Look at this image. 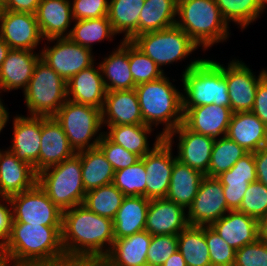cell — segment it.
<instances>
[{
  "label": "cell",
  "mask_w": 267,
  "mask_h": 266,
  "mask_svg": "<svg viewBox=\"0 0 267 266\" xmlns=\"http://www.w3.org/2000/svg\"><path fill=\"white\" fill-rule=\"evenodd\" d=\"M114 240L113 220L95 214L83 204L63 211L61 241L73 266H97Z\"/></svg>",
  "instance_id": "obj_1"
},
{
  "label": "cell",
  "mask_w": 267,
  "mask_h": 266,
  "mask_svg": "<svg viewBox=\"0 0 267 266\" xmlns=\"http://www.w3.org/2000/svg\"><path fill=\"white\" fill-rule=\"evenodd\" d=\"M62 227L12 223L0 258L13 266H73L61 241Z\"/></svg>",
  "instance_id": "obj_2"
},
{
  "label": "cell",
  "mask_w": 267,
  "mask_h": 266,
  "mask_svg": "<svg viewBox=\"0 0 267 266\" xmlns=\"http://www.w3.org/2000/svg\"><path fill=\"white\" fill-rule=\"evenodd\" d=\"M135 90L143 124L157 127L163 123L165 128L160 133L163 138L183 123V93L176 89L169 77L139 84Z\"/></svg>",
  "instance_id": "obj_3"
},
{
  "label": "cell",
  "mask_w": 267,
  "mask_h": 266,
  "mask_svg": "<svg viewBox=\"0 0 267 266\" xmlns=\"http://www.w3.org/2000/svg\"><path fill=\"white\" fill-rule=\"evenodd\" d=\"M184 70L181 79L184 87L183 107L209 104L230 107L223 64L209 59H198L191 61Z\"/></svg>",
  "instance_id": "obj_4"
},
{
  "label": "cell",
  "mask_w": 267,
  "mask_h": 266,
  "mask_svg": "<svg viewBox=\"0 0 267 266\" xmlns=\"http://www.w3.org/2000/svg\"><path fill=\"white\" fill-rule=\"evenodd\" d=\"M176 25L204 50L229 38V25L215 0H177Z\"/></svg>",
  "instance_id": "obj_5"
},
{
  "label": "cell",
  "mask_w": 267,
  "mask_h": 266,
  "mask_svg": "<svg viewBox=\"0 0 267 266\" xmlns=\"http://www.w3.org/2000/svg\"><path fill=\"white\" fill-rule=\"evenodd\" d=\"M37 183L61 211L84 202L86 191L77 154L38 173Z\"/></svg>",
  "instance_id": "obj_6"
},
{
  "label": "cell",
  "mask_w": 267,
  "mask_h": 266,
  "mask_svg": "<svg viewBox=\"0 0 267 266\" xmlns=\"http://www.w3.org/2000/svg\"><path fill=\"white\" fill-rule=\"evenodd\" d=\"M23 93L30 116L53 117L68 100L67 82L41 58Z\"/></svg>",
  "instance_id": "obj_7"
},
{
  "label": "cell",
  "mask_w": 267,
  "mask_h": 266,
  "mask_svg": "<svg viewBox=\"0 0 267 266\" xmlns=\"http://www.w3.org/2000/svg\"><path fill=\"white\" fill-rule=\"evenodd\" d=\"M53 117L61 125L76 153L97 147L104 134H98L103 127L101 109L91 105L67 100ZM91 140L93 142L90 143Z\"/></svg>",
  "instance_id": "obj_8"
},
{
  "label": "cell",
  "mask_w": 267,
  "mask_h": 266,
  "mask_svg": "<svg viewBox=\"0 0 267 266\" xmlns=\"http://www.w3.org/2000/svg\"><path fill=\"white\" fill-rule=\"evenodd\" d=\"M141 52L161 66L181 61L198 45L177 25L137 35L131 41Z\"/></svg>",
  "instance_id": "obj_9"
},
{
  "label": "cell",
  "mask_w": 267,
  "mask_h": 266,
  "mask_svg": "<svg viewBox=\"0 0 267 266\" xmlns=\"http://www.w3.org/2000/svg\"><path fill=\"white\" fill-rule=\"evenodd\" d=\"M12 223L62 227L61 211L38 183L29 190L9 197Z\"/></svg>",
  "instance_id": "obj_10"
},
{
  "label": "cell",
  "mask_w": 267,
  "mask_h": 266,
  "mask_svg": "<svg viewBox=\"0 0 267 266\" xmlns=\"http://www.w3.org/2000/svg\"><path fill=\"white\" fill-rule=\"evenodd\" d=\"M57 41L53 47L42 48L41 59L66 82L81 70L94 64L92 50L73 42L69 37L45 39Z\"/></svg>",
  "instance_id": "obj_11"
},
{
  "label": "cell",
  "mask_w": 267,
  "mask_h": 266,
  "mask_svg": "<svg viewBox=\"0 0 267 266\" xmlns=\"http://www.w3.org/2000/svg\"><path fill=\"white\" fill-rule=\"evenodd\" d=\"M228 211L223 185L216 177L204 176L199 190L189 206V225L210 226Z\"/></svg>",
  "instance_id": "obj_12"
},
{
  "label": "cell",
  "mask_w": 267,
  "mask_h": 266,
  "mask_svg": "<svg viewBox=\"0 0 267 266\" xmlns=\"http://www.w3.org/2000/svg\"><path fill=\"white\" fill-rule=\"evenodd\" d=\"M223 74L226 79L230 108L232 113L251 112L259 81L267 74V70H261L258 77L242 61L232 60L228 67L223 66Z\"/></svg>",
  "instance_id": "obj_13"
},
{
  "label": "cell",
  "mask_w": 267,
  "mask_h": 266,
  "mask_svg": "<svg viewBox=\"0 0 267 266\" xmlns=\"http://www.w3.org/2000/svg\"><path fill=\"white\" fill-rule=\"evenodd\" d=\"M0 37L10 49L34 51L44 38L32 13L0 9Z\"/></svg>",
  "instance_id": "obj_14"
},
{
  "label": "cell",
  "mask_w": 267,
  "mask_h": 266,
  "mask_svg": "<svg viewBox=\"0 0 267 266\" xmlns=\"http://www.w3.org/2000/svg\"><path fill=\"white\" fill-rule=\"evenodd\" d=\"M144 162L146 176V198H166L174 161L172 144L163 139L150 153L141 158Z\"/></svg>",
  "instance_id": "obj_15"
},
{
  "label": "cell",
  "mask_w": 267,
  "mask_h": 266,
  "mask_svg": "<svg viewBox=\"0 0 267 266\" xmlns=\"http://www.w3.org/2000/svg\"><path fill=\"white\" fill-rule=\"evenodd\" d=\"M176 134H178L179 137L177 147L178 155L176 156V159L207 176L215 140L209 136L189 130L183 123L169 133L164 139L169 144H173V137Z\"/></svg>",
  "instance_id": "obj_16"
},
{
  "label": "cell",
  "mask_w": 267,
  "mask_h": 266,
  "mask_svg": "<svg viewBox=\"0 0 267 266\" xmlns=\"http://www.w3.org/2000/svg\"><path fill=\"white\" fill-rule=\"evenodd\" d=\"M232 114L230 107L215 104L183 107V124L189 130L217 140L226 136Z\"/></svg>",
  "instance_id": "obj_17"
},
{
  "label": "cell",
  "mask_w": 267,
  "mask_h": 266,
  "mask_svg": "<svg viewBox=\"0 0 267 266\" xmlns=\"http://www.w3.org/2000/svg\"><path fill=\"white\" fill-rule=\"evenodd\" d=\"M13 143L9 149L15 156L34 167L38 174L41 148V116L18 115L13 118Z\"/></svg>",
  "instance_id": "obj_18"
},
{
  "label": "cell",
  "mask_w": 267,
  "mask_h": 266,
  "mask_svg": "<svg viewBox=\"0 0 267 266\" xmlns=\"http://www.w3.org/2000/svg\"><path fill=\"white\" fill-rule=\"evenodd\" d=\"M76 154L61 125L54 117L41 116V148L38 173Z\"/></svg>",
  "instance_id": "obj_19"
},
{
  "label": "cell",
  "mask_w": 267,
  "mask_h": 266,
  "mask_svg": "<svg viewBox=\"0 0 267 266\" xmlns=\"http://www.w3.org/2000/svg\"><path fill=\"white\" fill-rule=\"evenodd\" d=\"M34 167L19 160L9 149H0V198H9L37 184Z\"/></svg>",
  "instance_id": "obj_20"
},
{
  "label": "cell",
  "mask_w": 267,
  "mask_h": 266,
  "mask_svg": "<svg viewBox=\"0 0 267 266\" xmlns=\"http://www.w3.org/2000/svg\"><path fill=\"white\" fill-rule=\"evenodd\" d=\"M185 211L166 198L151 199L145 230L151 235H178L189 225Z\"/></svg>",
  "instance_id": "obj_21"
},
{
  "label": "cell",
  "mask_w": 267,
  "mask_h": 266,
  "mask_svg": "<svg viewBox=\"0 0 267 266\" xmlns=\"http://www.w3.org/2000/svg\"><path fill=\"white\" fill-rule=\"evenodd\" d=\"M216 178L223 185L228 209L237 211L249 184L257 181L253 152H248L230 170L221 173Z\"/></svg>",
  "instance_id": "obj_22"
},
{
  "label": "cell",
  "mask_w": 267,
  "mask_h": 266,
  "mask_svg": "<svg viewBox=\"0 0 267 266\" xmlns=\"http://www.w3.org/2000/svg\"><path fill=\"white\" fill-rule=\"evenodd\" d=\"M39 54L30 50L10 49L0 67V93L19 88H23L24 92L41 58Z\"/></svg>",
  "instance_id": "obj_23"
},
{
  "label": "cell",
  "mask_w": 267,
  "mask_h": 266,
  "mask_svg": "<svg viewBox=\"0 0 267 266\" xmlns=\"http://www.w3.org/2000/svg\"><path fill=\"white\" fill-rule=\"evenodd\" d=\"M101 115L105 126L143 124L136 90L108 91Z\"/></svg>",
  "instance_id": "obj_24"
},
{
  "label": "cell",
  "mask_w": 267,
  "mask_h": 266,
  "mask_svg": "<svg viewBox=\"0 0 267 266\" xmlns=\"http://www.w3.org/2000/svg\"><path fill=\"white\" fill-rule=\"evenodd\" d=\"M152 235L146 230L115 239L108 254L97 266H147V251Z\"/></svg>",
  "instance_id": "obj_25"
},
{
  "label": "cell",
  "mask_w": 267,
  "mask_h": 266,
  "mask_svg": "<svg viewBox=\"0 0 267 266\" xmlns=\"http://www.w3.org/2000/svg\"><path fill=\"white\" fill-rule=\"evenodd\" d=\"M91 65L67 81L68 100L102 109L107 93L100 65ZM71 96V97H70Z\"/></svg>",
  "instance_id": "obj_26"
},
{
  "label": "cell",
  "mask_w": 267,
  "mask_h": 266,
  "mask_svg": "<svg viewBox=\"0 0 267 266\" xmlns=\"http://www.w3.org/2000/svg\"><path fill=\"white\" fill-rule=\"evenodd\" d=\"M210 226L235 250L258 239V220L236 210L228 211Z\"/></svg>",
  "instance_id": "obj_27"
},
{
  "label": "cell",
  "mask_w": 267,
  "mask_h": 266,
  "mask_svg": "<svg viewBox=\"0 0 267 266\" xmlns=\"http://www.w3.org/2000/svg\"><path fill=\"white\" fill-rule=\"evenodd\" d=\"M226 136L247 152L267 145V126L252 112L233 113Z\"/></svg>",
  "instance_id": "obj_28"
},
{
  "label": "cell",
  "mask_w": 267,
  "mask_h": 266,
  "mask_svg": "<svg viewBox=\"0 0 267 266\" xmlns=\"http://www.w3.org/2000/svg\"><path fill=\"white\" fill-rule=\"evenodd\" d=\"M35 15L44 39L68 37L74 22L70 0H41Z\"/></svg>",
  "instance_id": "obj_29"
},
{
  "label": "cell",
  "mask_w": 267,
  "mask_h": 266,
  "mask_svg": "<svg viewBox=\"0 0 267 266\" xmlns=\"http://www.w3.org/2000/svg\"><path fill=\"white\" fill-rule=\"evenodd\" d=\"M118 46L99 63L107 92L132 90L136 86L130 72L129 41L122 40Z\"/></svg>",
  "instance_id": "obj_30"
},
{
  "label": "cell",
  "mask_w": 267,
  "mask_h": 266,
  "mask_svg": "<svg viewBox=\"0 0 267 266\" xmlns=\"http://www.w3.org/2000/svg\"><path fill=\"white\" fill-rule=\"evenodd\" d=\"M150 200L144 196H125L113 219L114 237L121 239L145 230Z\"/></svg>",
  "instance_id": "obj_31"
},
{
  "label": "cell",
  "mask_w": 267,
  "mask_h": 266,
  "mask_svg": "<svg viewBox=\"0 0 267 266\" xmlns=\"http://www.w3.org/2000/svg\"><path fill=\"white\" fill-rule=\"evenodd\" d=\"M205 175L175 159L166 199L186 210L192 204Z\"/></svg>",
  "instance_id": "obj_32"
},
{
  "label": "cell",
  "mask_w": 267,
  "mask_h": 266,
  "mask_svg": "<svg viewBox=\"0 0 267 266\" xmlns=\"http://www.w3.org/2000/svg\"><path fill=\"white\" fill-rule=\"evenodd\" d=\"M109 131L104 132V135L113 143L122 146L127 151L133 152L140 158L150 153L164 138L159 133L156 136V141L153 148H149L147 134L150 135L152 127L146 124H128L107 126Z\"/></svg>",
  "instance_id": "obj_33"
},
{
  "label": "cell",
  "mask_w": 267,
  "mask_h": 266,
  "mask_svg": "<svg viewBox=\"0 0 267 266\" xmlns=\"http://www.w3.org/2000/svg\"><path fill=\"white\" fill-rule=\"evenodd\" d=\"M76 154L81 158L82 181L86 192L113 183L115 171L98 146Z\"/></svg>",
  "instance_id": "obj_34"
},
{
  "label": "cell",
  "mask_w": 267,
  "mask_h": 266,
  "mask_svg": "<svg viewBox=\"0 0 267 266\" xmlns=\"http://www.w3.org/2000/svg\"><path fill=\"white\" fill-rule=\"evenodd\" d=\"M145 0H110L108 19L115 34L125 33L123 40L138 35V20Z\"/></svg>",
  "instance_id": "obj_35"
},
{
  "label": "cell",
  "mask_w": 267,
  "mask_h": 266,
  "mask_svg": "<svg viewBox=\"0 0 267 266\" xmlns=\"http://www.w3.org/2000/svg\"><path fill=\"white\" fill-rule=\"evenodd\" d=\"M177 0H145L138 20V35L176 25Z\"/></svg>",
  "instance_id": "obj_36"
},
{
  "label": "cell",
  "mask_w": 267,
  "mask_h": 266,
  "mask_svg": "<svg viewBox=\"0 0 267 266\" xmlns=\"http://www.w3.org/2000/svg\"><path fill=\"white\" fill-rule=\"evenodd\" d=\"M178 251L187 266H212L205 240V226L188 225L178 234Z\"/></svg>",
  "instance_id": "obj_37"
},
{
  "label": "cell",
  "mask_w": 267,
  "mask_h": 266,
  "mask_svg": "<svg viewBox=\"0 0 267 266\" xmlns=\"http://www.w3.org/2000/svg\"><path fill=\"white\" fill-rule=\"evenodd\" d=\"M75 25L68 31V37L83 47L92 50V43L101 42L104 39L112 40L115 32L112 29L108 16L76 20Z\"/></svg>",
  "instance_id": "obj_38"
},
{
  "label": "cell",
  "mask_w": 267,
  "mask_h": 266,
  "mask_svg": "<svg viewBox=\"0 0 267 266\" xmlns=\"http://www.w3.org/2000/svg\"><path fill=\"white\" fill-rule=\"evenodd\" d=\"M125 195L113 184L86 192L83 205L102 217L114 219Z\"/></svg>",
  "instance_id": "obj_39"
},
{
  "label": "cell",
  "mask_w": 267,
  "mask_h": 266,
  "mask_svg": "<svg viewBox=\"0 0 267 266\" xmlns=\"http://www.w3.org/2000/svg\"><path fill=\"white\" fill-rule=\"evenodd\" d=\"M247 153L248 152L243 147L227 136L215 140L207 176L217 177L221 173L230 170L233 165Z\"/></svg>",
  "instance_id": "obj_40"
},
{
  "label": "cell",
  "mask_w": 267,
  "mask_h": 266,
  "mask_svg": "<svg viewBox=\"0 0 267 266\" xmlns=\"http://www.w3.org/2000/svg\"><path fill=\"white\" fill-rule=\"evenodd\" d=\"M223 18L229 24L231 20L242 30L259 18L263 13L258 0H215Z\"/></svg>",
  "instance_id": "obj_41"
},
{
  "label": "cell",
  "mask_w": 267,
  "mask_h": 266,
  "mask_svg": "<svg viewBox=\"0 0 267 266\" xmlns=\"http://www.w3.org/2000/svg\"><path fill=\"white\" fill-rule=\"evenodd\" d=\"M146 170L140 158L135 164L115 171L113 184L125 196L146 197Z\"/></svg>",
  "instance_id": "obj_42"
},
{
  "label": "cell",
  "mask_w": 267,
  "mask_h": 266,
  "mask_svg": "<svg viewBox=\"0 0 267 266\" xmlns=\"http://www.w3.org/2000/svg\"><path fill=\"white\" fill-rule=\"evenodd\" d=\"M129 65L135 85L154 81L164 76V70L129 41Z\"/></svg>",
  "instance_id": "obj_43"
},
{
  "label": "cell",
  "mask_w": 267,
  "mask_h": 266,
  "mask_svg": "<svg viewBox=\"0 0 267 266\" xmlns=\"http://www.w3.org/2000/svg\"><path fill=\"white\" fill-rule=\"evenodd\" d=\"M259 220L267 215V186L256 181L249 184L237 210Z\"/></svg>",
  "instance_id": "obj_44"
},
{
  "label": "cell",
  "mask_w": 267,
  "mask_h": 266,
  "mask_svg": "<svg viewBox=\"0 0 267 266\" xmlns=\"http://www.w3.org/2000/svg\"><path fill=\"white\" fill-rule=\"evenodd\" d=\"M205 240L212 266H233L236 250L232 248L211 226H205Z\"/></svg>",
  "instance_id": "obj_45"
},
{
  "label": "cell",
  "mask_w": 267,
  "mask_h": 266,
  "mask_svg": "<svg viewBox=\"0 0 267 266\" xmlns=\"http://www.w3.org/2000/svg\"><path fill=\"white\" fill-rule=\"evenodd\" d=\"M178 250V235H152L147 251V266H162Z\"/></svg>",
  "instance_id": "obj_46"
},
{
  "label": "cell",
  "mask_w": 267,
  "mask_h": 266,
  "mask_svg": "<svg viewBox=\"0 0 267 266\" xmlns=\"http://www.w3.org/2000/svg\"><path fill=\"white\" fill-rule=\"evenodd\" d=\"M98 147L102 150L114 171L132 166L140 159L135 153L111 142L104 134L99 141Z\"/></svg>",
  "instance_id": "obj_47"
},
{
  "label": "cell",
  "mask_w": 267,
  "mask_h": 266,
  "mask_svg": "<svg viewBox=\"0 0 267 266\" xmlns=\"http://www.w3.org/2000/svg\"><path fill=\"white\" fill-rule=\"evenodd\" d=\"M233 266H267V243L257 239L236 250Z\"/></svg>",
  "instance_id": "obj_48"
},
{
  "label": "cell",
  "mask_w": 267,
  "mask_h": 266,
  "mask_svg": "<svg viewBox=\"0 0 267 266\" xmlns=\"http://www.w3.org/2000/svg\"><path fill=\"white\" fill-rule=\"evenodd\" d=\"M73 19L84 20L108 16L109 0H72Z\"/></svg>",
  "instance_id": "obj_49"
},
{
  "label": "cell",
  "mask_w": 267,
  "mask_h": 266,
  "mask_svg": "<svg viewBox=\"0 0 267 266\" xmlns=\"http://www.w3.org/2000/svg\"><path fill=\"white\" fill-rule=\"evenodd\" d=\"M251 112L267 126V74L259 81Z\"/></svg>",
  "instance_id": "obj_50"
},
{
  "label": "cell",
  "mask_w": 267,
  "mask_h": 266,
  "mask_svg": "<svg viewBox=\"0 0 267 266\" xmlns=\"http://www.w3.org/2000/svg\"><path fill=\"white\" fill-rule=\"evenodd\" d=\"M0 202V250L3 247L5 241L9 238L12 228L13 216H12V208L9 198H2ZM5 201L6 205L2 203ZM2 203V204H1ZM10 205L8 208L7 205Z\"/></svg>",
  "instance_id": "obj_51"
},
{
  "label": "cell",
  "mask_w": 267,
  "mask_h": 266,
  "mask_svg": "<svg viewBox=\"0 0 267 266\" xmlns=\"http://www.w3.org/2000/svg\"><path fill=\"white\" fill-rule=\"evenodd\" d=\"M41 0H4L0 5L1 9L12 12H23L36 14Z\"/></svg>",
  "instance_id": "obj_52"
},
{
  "label": "cell",
  "mask_w": 267,
  "mask_h": 266,
  "mask_svg": "<svg viewBox=\"0 0 267 266\" xmlns=\"http://www.w3.org/2000/svg\"><path fill=\"white\" fill-rule=\"evenodd\" d=\"M257 181L267 186V145L253 152Z\"/></svg>",
  "instance_id": "obj_53"
},
{
  "label": "cell",
  "mask_w": 267,
  "mask_h": 266,
  "mask_svg": "<svg viewBox=\"0 0 267 266\" xmlns=\"http://www.w3.org/2000/svg\"><path fill=\"white\" fill-rule=\"evenodd\" d=\"M162 266H187L182 254L177 250Z\"/></svg>",
  "instance_id": "obj_54"
},
{
  "label": "cell",
  "mask_w": 267,
  "mask_h": 266,
  "mask_svg": "<svg viewBox=\"0 0 267 266\" xmlns=\"http://www.w3.org/2000/svg\"><path fill=\"white\" fill-rule=\"evenodd\" d=\"M258 239L267 243V215L258 220Z\"/></svg>",
  "instance_id": "obj_55"
},
{
  "label": "cell",
  "mask_w": 267,
  "mask_h": 266,
  "mask_svg": "<svg viewBox=\"0 0 267 266\" xmlns=\"http://www.w3.org/2000/svg\"><path fill=\"white\" fill-rule=\"evenodd\" d=\"M1 100L2 99L0 98V133L6 126V123L9 121V112L7 111Z\"/></svg>",
  "instance_id": "obj_56"
},
{
  "label": "cell",
  "mask_w": 267,
  "mask_h": 266,
  "mask_svg": "<svg viewBox=\"0 0 267 266\" xmlns=\"http://www.w3.org/2000/svg\"><path fill=\"white\" fill-rule=\"evenodd\" d=\"M10 50L9 45L0 37V67Z\"/></svg>",
  "instance_id": "obj_57"
},
{
  "label": "cell",
  "mask_w": 267,
  "mask_h": 266,
  "mask_svg": "<svg viewBox=\"0 0 267 266\" xmlns=\"http://www.w3.org/2000/svg\"><path fill=\"white\" fill-rule=\"evenodd\" d=\"M258 2H259V5H260V9L263 12L265 10L266 6H267L266 5L267 4V0H258Z\"/></svg>",
  "instance_id": "obj_58"
},
{
  "label": "cell",
  "mask_w": 267,
  "mask_h": 266,
  "mask_svg": "<svg viewBox=\"0 0 267 266\" xmlns=\"http://www.w3.org/2000/svg\"><path fill=\"white\" fill-rule=\"evenodd\" d=\"M11 266L12 264H9V262L8 261H6V260H3V259H1L0 258V266ZM13 266V265H12Z\"/></svg>",
  "instance_id": "obj_59"
}]
</instances>
